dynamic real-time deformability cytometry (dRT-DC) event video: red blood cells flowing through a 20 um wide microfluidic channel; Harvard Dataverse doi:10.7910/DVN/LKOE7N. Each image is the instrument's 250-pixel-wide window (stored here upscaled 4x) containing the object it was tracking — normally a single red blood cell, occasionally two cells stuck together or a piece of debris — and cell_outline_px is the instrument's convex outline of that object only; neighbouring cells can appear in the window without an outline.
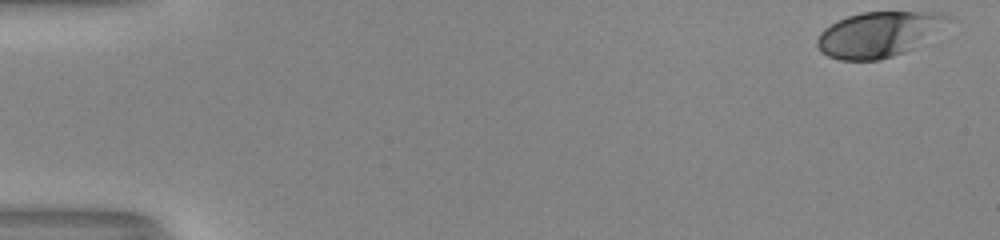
{"species": "human", "species_latin": "Homo sapiens", "temperature_condition": "room temperature", "stored_images_in_passage": 44, "camera_frame_rate_fps": 3000, "um_per_image_px": 0.085, "donor": {"sex": "male"}, "frame": {"image": 1, "passage_image": 1, "time_ms": 0.0, "image_size_px": [1000, 240], "cell_outline_px": [[952, 16], [912, 48], [904, 52], [880, 60], [840, 60], [828, 56], [820, 52], [816, 44], [816, 40], [820, 32], [824, 28], [836, 20], [860, 12], [940, 12]], "centroid_in_image_um": [74.54, 2.91], "position_along_channel_um": 10.5, "area_um2": 33.81}}
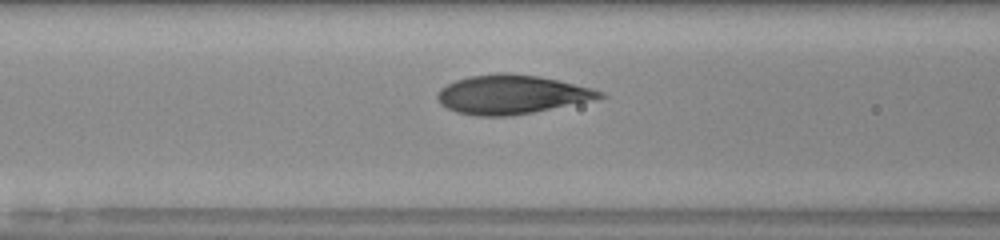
{"frame": {"image": 2, "passage_image": 22, "time_ms": 7.0, "image_size_px": [1000, 240], "cell_outline_px": [[608, 96], [592, 100], [532, 112], [508, 116], [476, 116], [456, 112], [440, 104], [436, 96], [440, 88], [456, 80], [468, 76], [500, 72], [508, 72], [540, 76], [592, 88], [604, 92]], "centroid_in_image_um": [43.46, 8.02], "position_along_channel_um": 123.1, "area_um2": 36.88}}
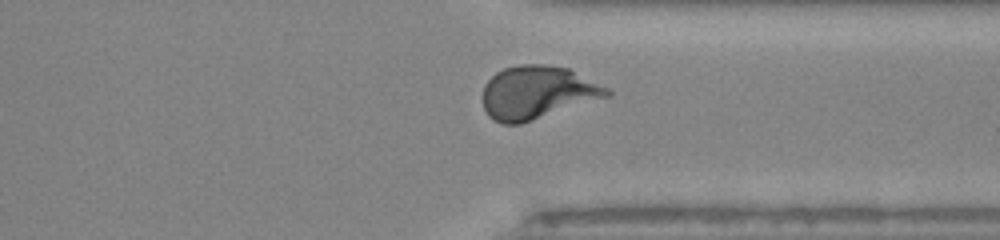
{"frame": {"image": 3, "passage_image": 40, "time_ms": 13.0, "image_size_px": [1000, 240], "cell_outline_px": [[612, 96], [520, 124], [504, 124], [492, 120], [488, 116], [484, 108], [484, 84], [496, 72], [504, 68], [520, 64], [544, 64], [568, 68], [608, 88], [612, 92]], "centroid_in_image_um": [45.69, 7.87], "position_along_channel_um": 365.7, "area_um2": 38.55}, "authors_computed_cell_mechanics": {"area_um2": 35.9227, "velocity_mm_per_s": 4.0441, "shape_relaxation_time_tau1_ms": 3.9881, "shape_relaxation_time_tau2_ms": 0.7015, "deformation_change_tau1": 0.1857, "deformation_change_tau2": 0.045}}